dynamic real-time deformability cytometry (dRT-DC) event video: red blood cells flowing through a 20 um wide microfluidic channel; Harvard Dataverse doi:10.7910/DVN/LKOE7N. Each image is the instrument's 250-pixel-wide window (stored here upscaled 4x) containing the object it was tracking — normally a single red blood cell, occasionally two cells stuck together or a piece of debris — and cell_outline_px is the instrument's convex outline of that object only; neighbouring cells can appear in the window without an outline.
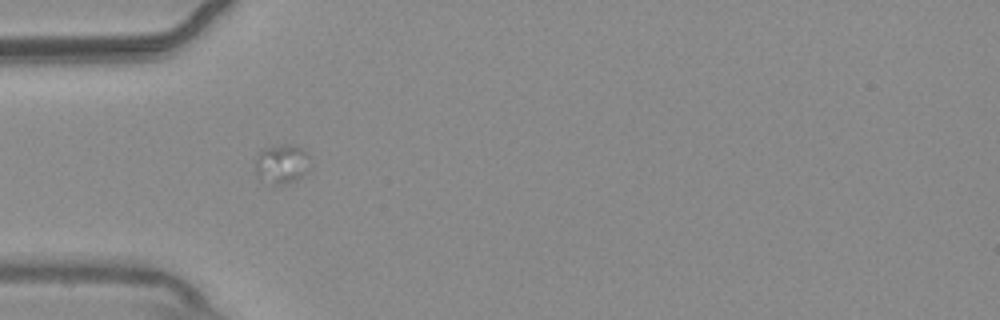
{"species": "common noctule bat (a hibernating species)", "species_latin": "Nyctalus noctula", "temperature_condition": "warm", "stored_images_in_passage": 22, "camera_frame_rate_fps": 3000, "um_per_image_px": 0.085, "animal": {"sex": "male", "body_mass_g": 20.4}, "frame": {"image": 1, "passage_image": 16, "time_ms": 5.0, "image_size_px": [1000, 320], "cell_outline_px": [[308, 172], [296, 180], [280, 184], [272, 184], [260, 180], [256, 176], [256, 156], [264, 148], [300, 148], [308, 156]], "centroid_in_image_um": [23.9, 14.03], "position_along_channel_um": 61.1, "area_um2": 11.79}}
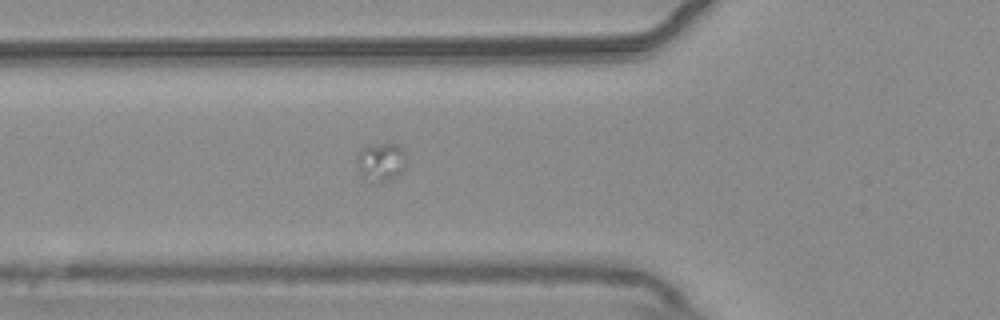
{"frame": {"image": 2, "passage_image": 19, "time_ms": 6.0, "image_size_px": [1000, 320], "cell_outline_px": [[404, 168], [400, 172], [380, 184], [372, 184], [360, 172], [356, 156], [356, 152], [368, 144], [396, 144], [404, 148]], "centroid_in_image_um": [32.34, 13.75], "position_along_channel_um": 93.5, "area_um2": 11.04}}